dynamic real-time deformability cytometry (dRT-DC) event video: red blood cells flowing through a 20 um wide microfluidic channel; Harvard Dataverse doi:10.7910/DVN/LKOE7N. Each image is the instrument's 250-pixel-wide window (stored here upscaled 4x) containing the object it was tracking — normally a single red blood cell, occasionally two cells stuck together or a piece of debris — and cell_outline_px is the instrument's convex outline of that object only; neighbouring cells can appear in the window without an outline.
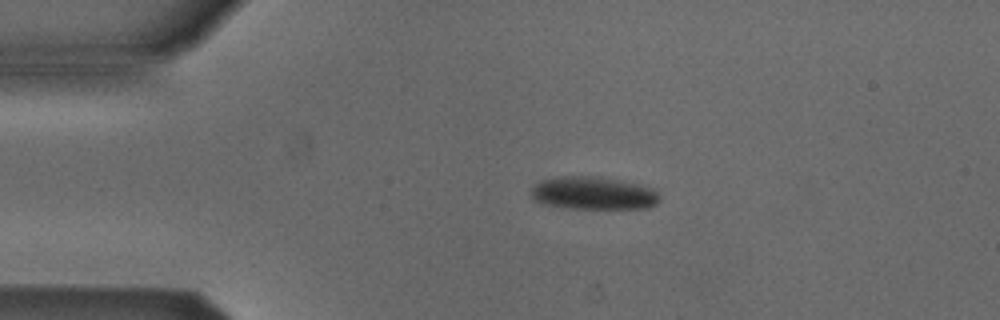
{"species": "Egyptian fruit bat (a non-hibernating species)", "species_latin": "Rousettus aegyptiacus", "temperature_condition": "cold", "stored_images_in_passage": 3, "camera_frame_rate_fps": 3000, "um_per_image_px": 0.085, "animal": {"sex": "male"}, "frame": {"image": 1, "passage_image": 2, "time_ms": 0.333, "image_size_px": [1000, 320], "cell_outline_px": [[660, 200], [656, 204], [648, 208], [568, 208], [540, 204], [532, 200], [532, 184], [540, 180], [560, 176], [592, 176], [616, 180], [656, 188], [660, 196]], "centroid_in_image_um": [50.4, 16.42], "position_along_channel_um": 34.6, "area_um2": 24.8}}